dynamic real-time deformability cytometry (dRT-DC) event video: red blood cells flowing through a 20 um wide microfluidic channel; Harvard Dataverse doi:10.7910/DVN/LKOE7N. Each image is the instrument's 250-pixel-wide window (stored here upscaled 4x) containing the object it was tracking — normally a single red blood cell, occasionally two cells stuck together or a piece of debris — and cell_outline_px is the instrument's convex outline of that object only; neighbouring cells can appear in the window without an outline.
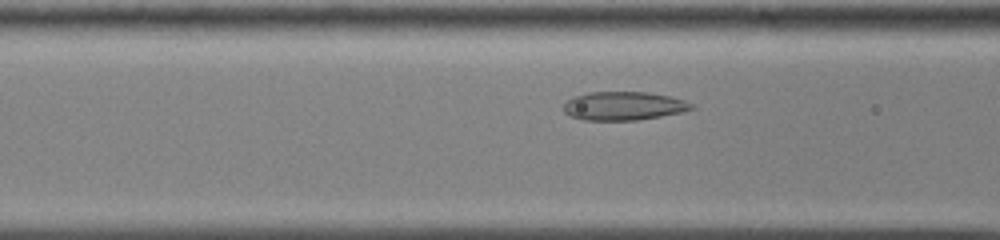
{"species": "common noctule bat (a hibernating species)", "species_latin": "Nyctalus noctula", "temperature_condition": "cold", "stored_images_in_passage": 13, "camera_frame_rate_fps": 3000, "um_per_image_px": 0.085, "animal": {"sex": "male", "body_mass_g": 13.0, "forearm_length_mm": 53.1}, "frame": {"image": 1, "passage_image": 10, "time_ms": 3.0, "image_size_px": [1000, 240], "cell_outline_px": [[696, 108], [680, 112], [660, 116], [636, 120], [584, 120], [572, 116], [564, 112], [564, 104], [572, 96], [588, 92], [644, 92], [668, 96], [684, 100], [692, 104]], "centroid_in_image_um": [52.98, 9.0], "position_along_channel_um": 113.6, "area_um2": 21.1}}